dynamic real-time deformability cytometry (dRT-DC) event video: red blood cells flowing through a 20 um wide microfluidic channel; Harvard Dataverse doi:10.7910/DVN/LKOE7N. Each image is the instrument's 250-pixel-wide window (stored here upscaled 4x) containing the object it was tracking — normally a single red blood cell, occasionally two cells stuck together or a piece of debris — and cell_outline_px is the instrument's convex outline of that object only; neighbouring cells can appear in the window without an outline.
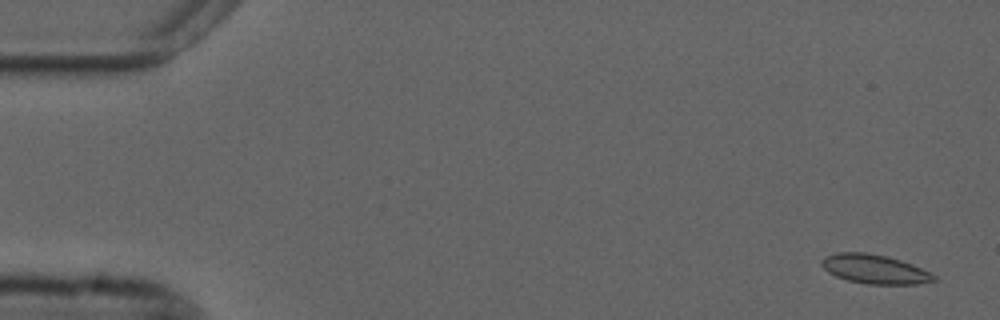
{"species": "common noctule bat (a hibernating species)", "species_latin": "Nyctalus noctula", "temperature_condition": "cold", "stored_images_in_passage": 55, "camera_frame_rate_fps": 3000, "um_per_image_px": 0.085, "animal": {"sex": "male", "forearm_length_mm": 52.5}, "frame": {"image": 1, "passage_image": 2, "time_ms": 0.333, "image_size_px": [1000, 320], "cell_outline_px": [[940, 280], [916, 284], [868, 284], [848, 280], [836, 276], [828, 272], [820, 264], [820, 260], [824, 256], [836, 252], [864, 252], [888, 256], [912, 264], [936, 276]], "centroid_in_image_um": [74.32, 22.87], "position_along_channel_um": 10.7, "area_um2": 19.13}}
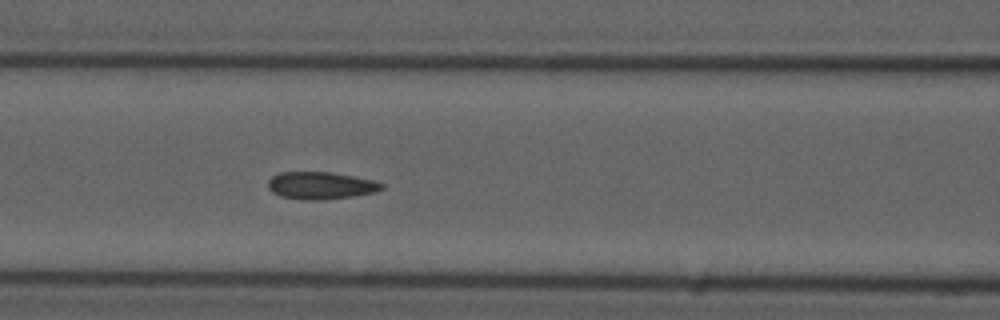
{"frame": {"image": 2, "passage_image": 23, "time_ms": 7.333, "image_size_px": [1000, 320], "cell_outline_px": [[384, 188], [376, 192], [352, 196], [320, 200], [304, 200], [280, 196], [272, 192], [268, 188], [268, 180], [272, 176], [280, 172], [332, 172], [372, 180], [384, 184]], "centroid_in_image_um": [27.24, 15.77], "position_along_channel_um": 139.4, "area_um2": 18.09}}
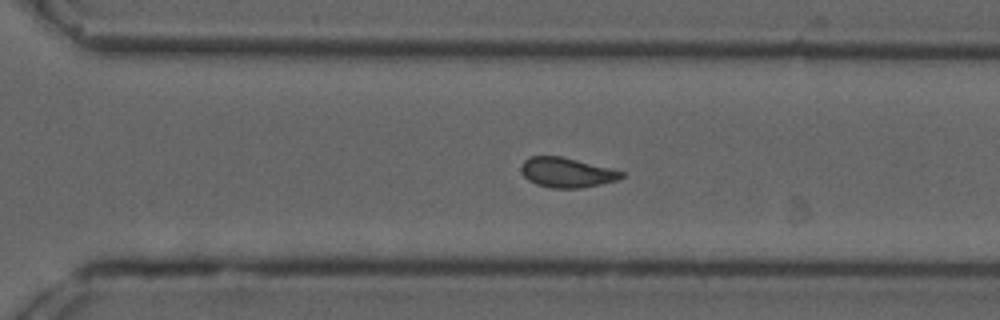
{"frame": {"image": 3, "passage_image": 38, "time_ms": 12.333, "image_size_px": [1000, 320], "cell_outline_px": [[624, 176], [616, 180], [600, 184], [580, 188], [552, 188], [536, 184], [528, 180], [520, 172], [520, 164], [528, 156], [560, 156], [624, 172]], "centroid_in_image_um": [48.09, 14.66], "position_along_channel_um": 322.5, "area_um2": 17.28}, "authors_computed_cell_mechanics": {"area_um2": 17.8024, "velocity_mm_per_s": 3.6754, "shape_relaxation_time_tau1_ms": null, "shape_relaxation_time_tau2_ms": 1.3635, "deformation_change_tau1": null, "deformation_change_tau2": 0.049}}